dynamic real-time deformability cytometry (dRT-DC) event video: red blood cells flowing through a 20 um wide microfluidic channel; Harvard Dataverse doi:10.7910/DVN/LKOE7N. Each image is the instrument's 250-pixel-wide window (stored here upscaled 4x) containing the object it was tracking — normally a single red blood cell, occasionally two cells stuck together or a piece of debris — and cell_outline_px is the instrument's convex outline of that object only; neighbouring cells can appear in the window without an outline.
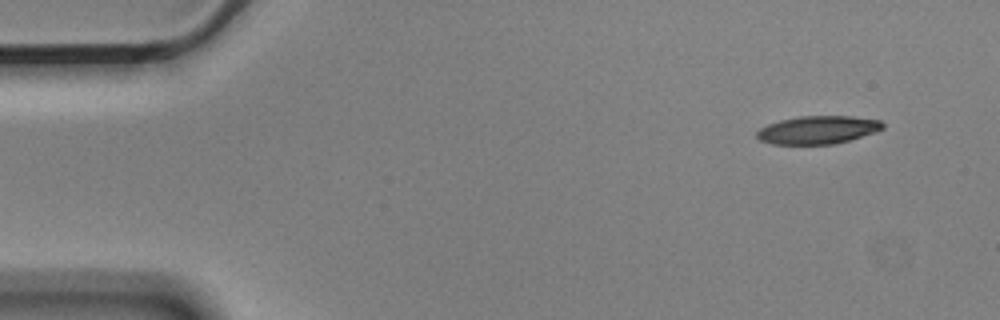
{"species": "Egyptian fruit bat (a non-hibernating species)", "species_latin": "Rousettus aegyptiacus", "temperature_condition": "cold", "stored_images_in_passage": 52, "camera_frame_rate_fps": 3000, "um_per_image_px": 0.085, "animal": {"sex": "male"}, "frame": {"image": 1, "passage_image": 1, "time_ms": 0.0, "image_size_px": [1000, 320], "cell_outline_px": [[884, 128], [876, 132], [848, 140], [832, 144], [772, 144], [760, 140], [756, 136], [756, 132], [760, 128], [768, 124], [780, 120], [800, 116], [852, 116], [880, 120], [884, 124]], "centroid_in_image_um": [69.51, 11.03], "position_along_channel_um": 15.5, "area_um2": 20.52}}
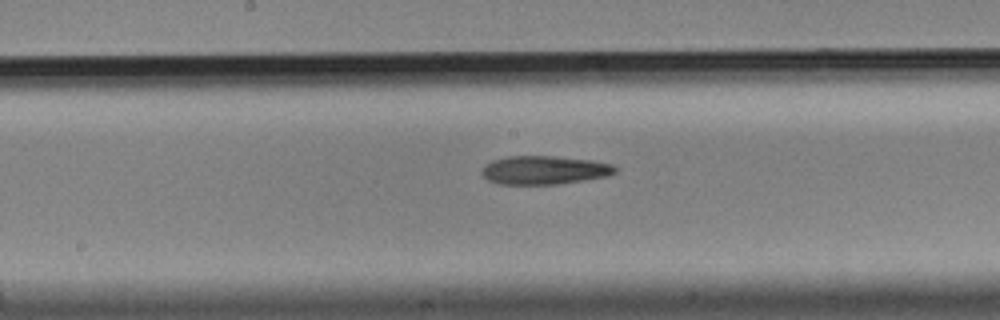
{"frame": {"image": 2, "passage_image": 25, "time_ms": 8.0, "image_size_px": [1000, 320], "cell_outline_px": [[616, 172], [608, 176], [560, 184], [496, 184], [488, 180], [480, 172], [484, 164], [492, 160], [508, 156], [552, 156], [592, 160], [612, 164], [616, 168]], "centroid_in_image_um": [46.23, 14.46], "position_along_channel_um": 202.0, "area_um2": 22.31}}
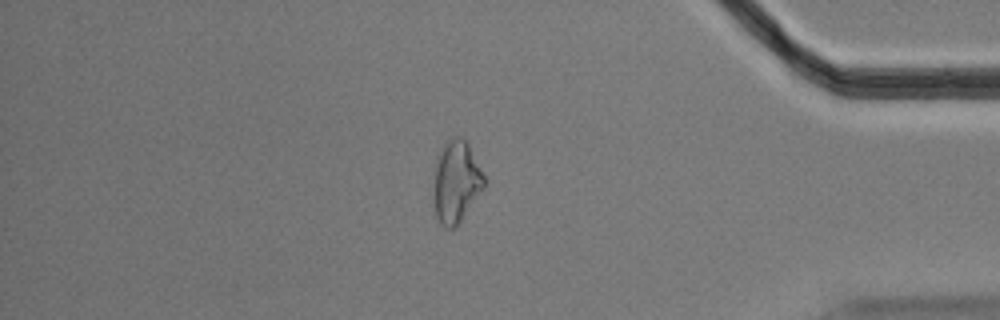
{"frame": {"image": 3, "passage_image": 44, "time_ms": 14.333, "image_size_px": [1000, 320], "cell_outline_px": [[484, 188], [460, 220], [452, 228], [444, 228], [440, 224], [436, 216], [432, 196], [436, 156], [440, 148], [456, 136], [464, 136], [484, 176]], "centroid_in_image_um": [38.73, 15.44], "position_along_channel_um": 396.5, "area_um2": 24.04}, "authors_computed_cell_mechanics": {"area_um2": 22.3975, "velocity_mm_per_s": 3.5686, "shape_relaxation_time_tau1_ms": 7.8562, "shape_relaxation_time_tau2_ms": null, "deformation_change_tau1": 0.1898, "deformation_change_tau2": null}}